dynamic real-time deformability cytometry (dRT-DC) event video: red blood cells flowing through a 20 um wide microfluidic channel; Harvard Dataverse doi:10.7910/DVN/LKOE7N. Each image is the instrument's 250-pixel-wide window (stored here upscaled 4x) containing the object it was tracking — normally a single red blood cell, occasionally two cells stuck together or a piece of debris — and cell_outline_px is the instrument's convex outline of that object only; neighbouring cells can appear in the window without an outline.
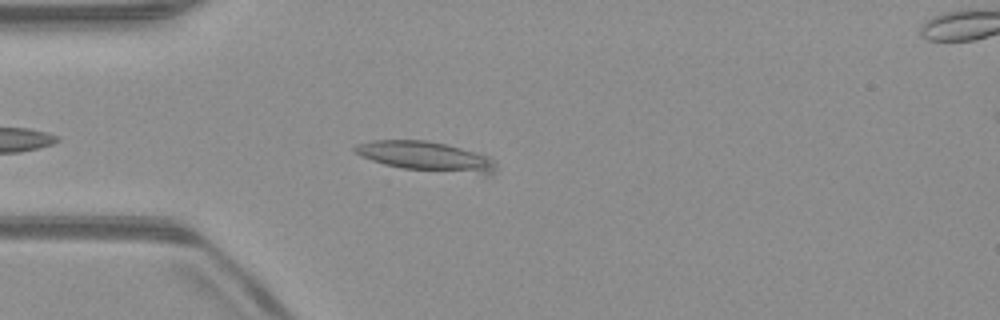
{"species": "common noctule bat (a hibernating species)", "species_latin": "Nyctalus noctula", "temperature_condition": "warm", "stored_images_in_passage": 7, "camera_frame_rate_fps": 3000, "um_per_image_px": 0.085, "animal": {"sex": "male", "body_mass_g": 23.1, "forearm_length_mm": 52.7}, "frame": {"image": 1, "passage_image": 6, "time_ms": 1.667, "image_size_px": [1000, 320], "cell_outline_px": [[496, 168], [492, 176], [488, 176], [404, 168], [384, 164], [360, 156], [352, 152], [352, 148], [356, 144], [372, 140], [424, 140], [444, 144], [476, 152], [488, 156], [496, 164]], "centroid_in_image_um": [36.22, 13.31], "position_along_channel_um": 48.8, "area_um2": 24.51}}